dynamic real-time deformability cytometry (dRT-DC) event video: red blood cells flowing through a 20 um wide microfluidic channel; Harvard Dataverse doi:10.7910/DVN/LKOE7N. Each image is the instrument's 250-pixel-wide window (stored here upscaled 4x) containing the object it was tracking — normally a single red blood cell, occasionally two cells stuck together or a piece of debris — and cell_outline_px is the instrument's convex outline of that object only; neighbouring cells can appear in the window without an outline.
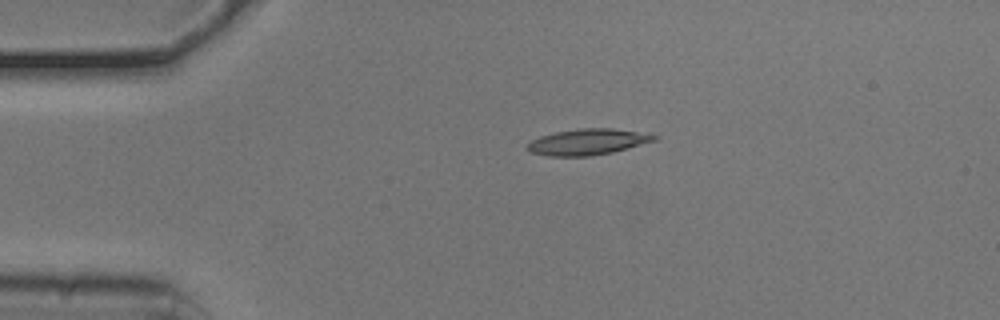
{"species": "common noctule bat (a hibernating species)", "species_latin": "Nyctalus noctula", "temperature_condition": "cold", "stored_images_in_passage": 43, "camera_frame_rate_fps": 3000, "um_per_image_px": 0.085, "animal": {"sex": "male", "body_mass_g": 20.5, "forearm_length_mm": 52.5}, "frame": {"image": 1, "passage_image": 1, "time_ms": 0.0, "image_size_px": [1000, 320], "cell_outline_px": [[660, 136], [656, 140], [612, 152], [592, 156], [548, 156], [532, 152], [528, 148], [528, 144], [532, 140], [540, 136], [556, 132], [580, 128], [612, 128]], "centroid_in_image_um": [49.95, 12.06], "position_along_channel_um": 35.1, "area_um2": 18.9}}
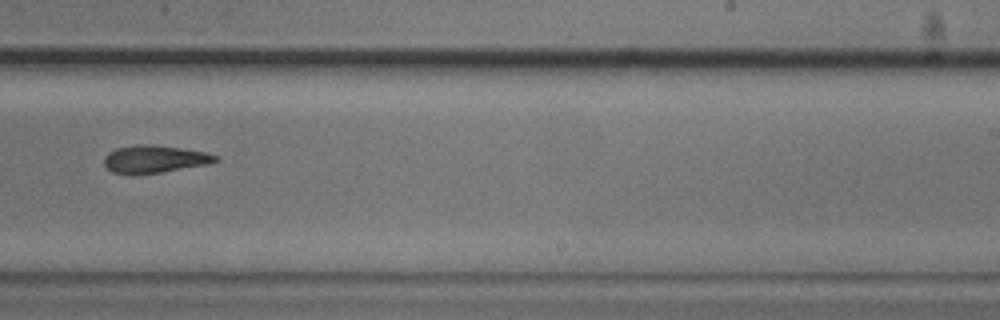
{"frame": {"image": 2, "passage_image": 23, "time_ms": 7.333, "image_size_px": [1000, 320], "cell_outline_px": [[220, 160], [208, 164], [160, 172], [132, 176], [112, 172], [104, 164], [104, 156], [108, 152], [116, 148], [136, 144], [152, 144], [180, 148], [204, 152], [220, 156]], "centroid_in_image_um": [13.1, 13.53], "position_along_channel_um": 275.9, "area_um2": 18.15}}
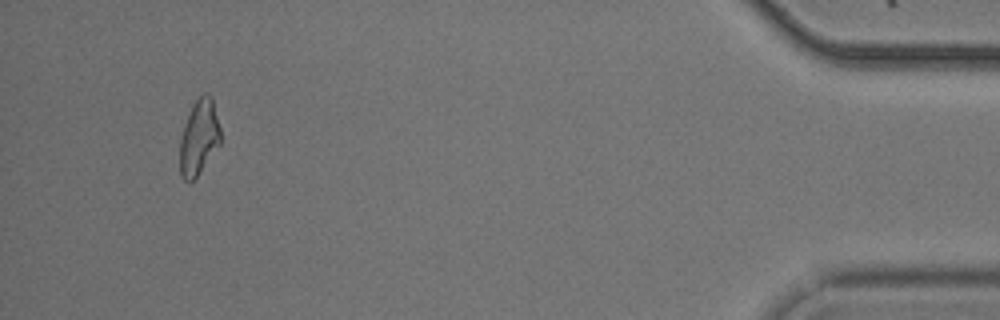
{"frame": {"image": 3, "passage_image": 40, "time_ms": 13.0, "image_size_px": [1000, 320], "cell_outline_px": [[220, 144], [196, 180], [188, 184], [180, 176], [180, 140], [184, 124], [192, 104], [204, 92], [208, 92], [212, 96], [220, 128]], "centroid_in_image_um": [16.91, 11.72], "position_along_channel_um": 418.3, "area_um2": 18.26}, "authors_computed_cell_mechanics": {"area_um2": 18.6116, "velocity_mm_per_s": 3.7901, "shape_relaxation_time_tau1_ms": 6.2238, "shape_relaxation_time_tau2_ms": 5.8078, "deformation_change_tau1": 0.1659, "deformation_change_tau2": 0.1611}}